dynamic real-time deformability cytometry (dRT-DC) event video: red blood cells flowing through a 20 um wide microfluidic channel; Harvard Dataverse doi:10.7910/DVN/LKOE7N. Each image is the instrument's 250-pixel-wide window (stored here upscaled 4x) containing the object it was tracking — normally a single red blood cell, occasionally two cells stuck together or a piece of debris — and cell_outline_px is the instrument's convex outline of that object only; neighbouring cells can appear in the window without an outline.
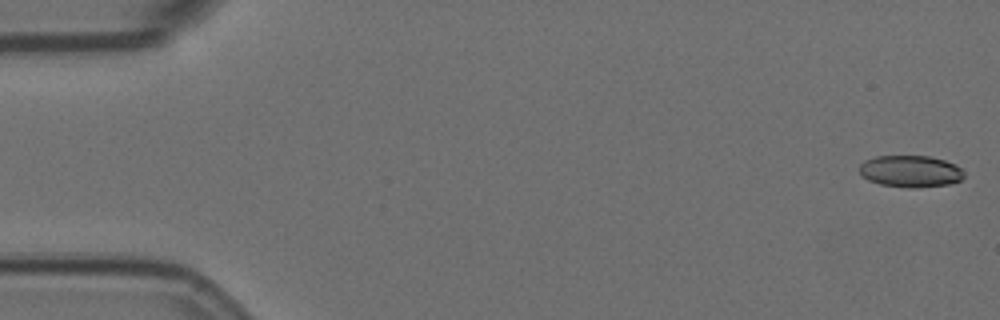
{"species": "Egyptian fruit bat (a non-hibernating species)", "species_latin": "Rousettus aegyptiacus", "temperature_condition": "room temperature", "stored_images_in_passage": 56, "camera_frame_rate_fps": 3000, "um_per_image_px": 0.085, "animal": {"sex": "female"}, "frame": {"image": 1, "passage_image": 1, "time_ms": 0.0, "image_size_px": [1000, 320], "cell_outline_px": [[964, 176], [960, 180], [948, 184], [916, 188], [908, 188], [880, 184], [868, 180], [860, 176], [860, 164], [864, 160], [876, 156], [928, 156], [944, 160], [960, 168], [964, 172]], "centroid_in_image_um": [77.35, 14.56], "position_along_channel_um": 7.7, "area_um2": 19.36}}
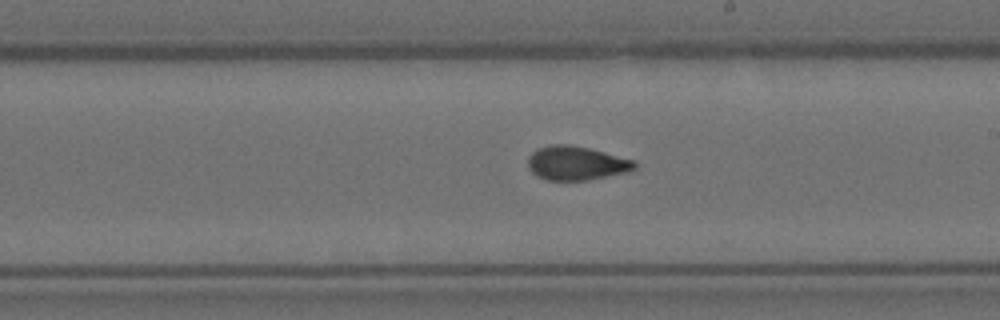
{"frame": {"image": 2, "passage_image": 32, "time_ms": 10.333, "image_size_px": [1000, 320], "cell_outline_px": [[636, 168], [628, 172], [588, 180], [544, 180], [536, 176], [528, 168], [528, 156], [536, 148], [552, 144], [568, 144], [588, 148], [636, 160]], "centroid_in_image_um": [48.97, 13.87], "position_along_channel_um": 240.0, "area_um2": 21.33}}
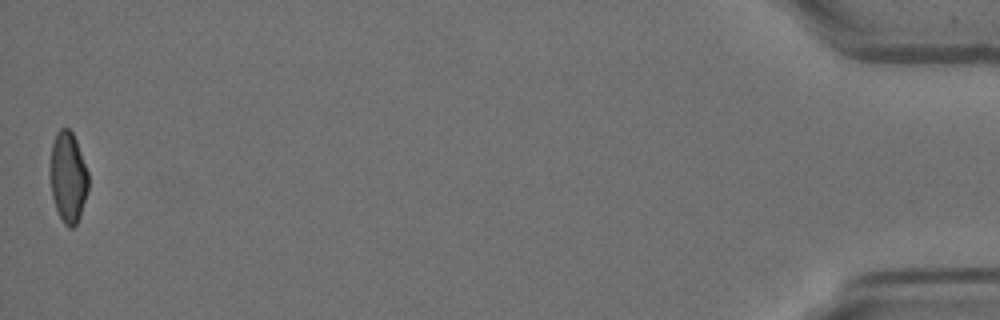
{"frame": {"image": 3, "passage_image": 56, "time_ms": 18.333, "image_size_px": [1000, 320], "cell_outline_px": [[88, 188], [80, 216], [76, 224], [72, 228], [68, 228], [64, 224], [56, 208], [52, 196], [52, 144], [56, 132], [60, 128], [68, 128], [72, 132], [76, 140], [88, 172]], "centroid_in_image_um": [5.81, 15.07], "position_along_channel_um": 429.4, "area_um2": 19.65}, "authors_computed_cell_mechanics": {"area_um2": 21.097, "velocity_mm_per_s": 3.5917, "shape_relaxation_time_tau1_ms": 8.5378, "shape_relaxation_time_tau2_ms": 1.9702, "deformation_change_tau1": 0.2021, "deformation_change_tau2": 0.0703}}